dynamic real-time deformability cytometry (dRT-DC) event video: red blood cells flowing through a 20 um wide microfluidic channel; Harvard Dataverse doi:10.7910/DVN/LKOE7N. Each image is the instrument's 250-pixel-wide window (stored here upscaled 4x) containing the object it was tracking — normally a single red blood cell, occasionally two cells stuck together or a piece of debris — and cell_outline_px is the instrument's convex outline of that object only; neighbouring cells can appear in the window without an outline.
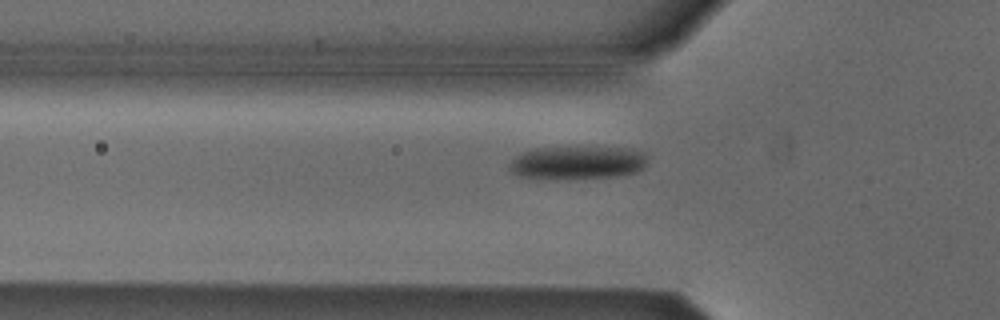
{"species": "Egyptian fruit bat (a non-hibernating species)", "species_latin": "Rousettus aegyptiacus", "temperature_condition": "cold", "stored_images_in_passage": 38, "camera_frame_rate_fps": 3000, "um_per_image_px": 0.085, "animal": {"sex": "male"}, "frame": {"image": 1, "passage_image": 2, "time_ms": 0.333, "image_size_px": [1000, 320], "cell_outline_px": [[648, 160], [644, 168], [636, 172], [616, 176], [568, 180], [520, 176], [512, 172], [508, 168], [508, 164], [516, 156], [524, 152], [536, 148], [580, 144], [632, 148], [644, 152]], "centroid_in_image_um": [49.13, 13.78], "position_along_channel_um": 76.7, "area_um2": 28.21}}
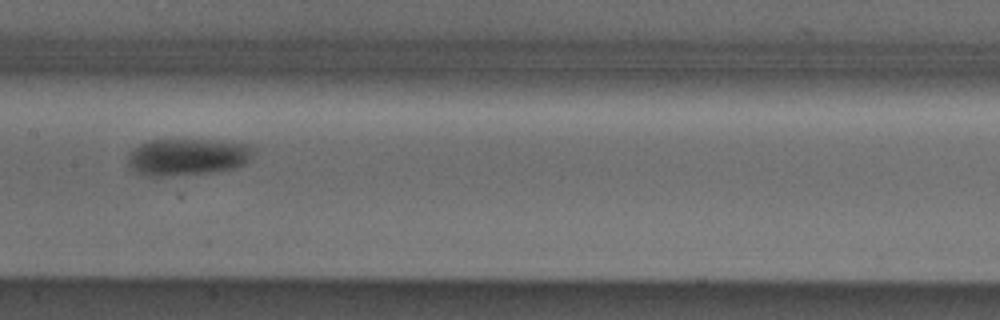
{"frame": {"image": 2, "passage_image": 11, "time_ms": 3.333, "image_size_px": [1000, 320], "cell_outline_px": [[256, 144], [248, 160], [244, 164], [232, 168], [212, 172], [160, 176], [148, 176], [136, 172], [128, 164], [128, 152], [140, 144], [148, 140], [212, 140]], "centroid_in_image_um": [15.93, 13.32], "position_along_channel_um": 191.5, "area_um2": 26.93}}
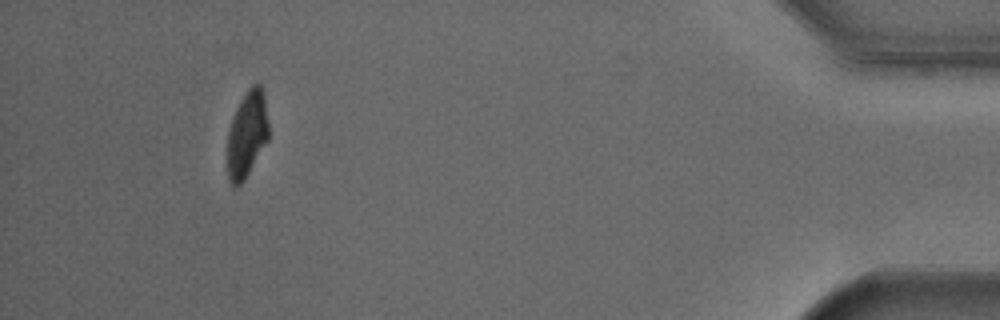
{"frame": {"image": 3, "passage_image": 34, "time_ms": 11.0, "image_size_px": [1000, 320], "cell_outline_px": [[268, 140], [244, 180], [236, 188], [228, 180], [228, 132], [236, 108], [240, 100], [248, 88], [252, 84], [260, 84], [264, 96], [268, 124]], "centroid_in_image_um": [20.99, 11.41], "position_along_channel_um": 414.2, "area_um2": 20.52}, "authors_computed_cell_mechanics": {"area_um2": 25.7499, "velocity_mm_per_s": 3.8227, "shape_relaxation_time_tau1_ms": 3.6077, "shape_relaxation_time_tau2_ms": null, "deformation_change_tau1": 0.0998, "deformation_change_tau2": null}}